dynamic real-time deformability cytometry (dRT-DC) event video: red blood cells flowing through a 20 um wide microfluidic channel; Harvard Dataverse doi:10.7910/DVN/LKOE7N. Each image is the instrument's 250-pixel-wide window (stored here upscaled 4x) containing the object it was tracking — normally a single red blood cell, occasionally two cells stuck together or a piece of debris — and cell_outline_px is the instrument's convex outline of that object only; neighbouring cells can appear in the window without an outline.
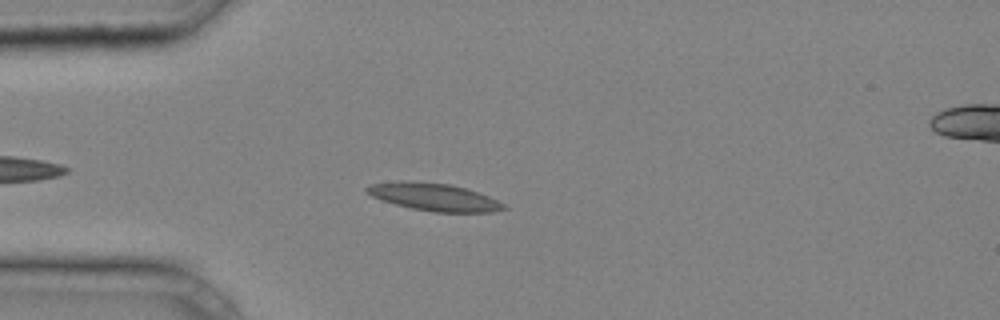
{"species": "common noctule bat (a hibernating species)", "species_latin": "Nyctalus noctula", "temperature_condition": "cold", "stored_images_in_passage": 36, "camera_frame_rate_fps": 3000, "um_per_image_px": 0.085, "animal": {"sex": "male", "body_mass_g": 20.4}, "frame": {"image": 1, "passage_image": 6, "time_ms": 1.667, "image_size_px": [1000, 320], "cell_outline_px": [[508, 208], [492, 212], [432, 212], [412, 208], [396, 204], [372, 196], [364, 188], [368, 184], [408, 180], [452, 184], [468, 188], [488, 196], [504, 204]], "centroid_in_image_um": [36.91, 16.73], "position_along_channel_um": 48.1, "area_um2": 21.96}}
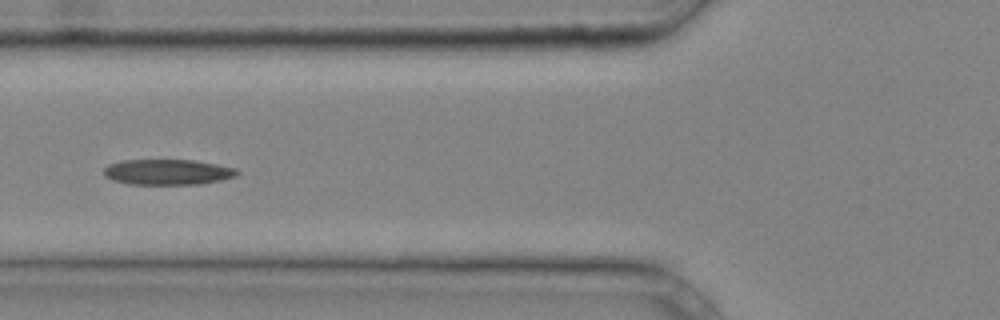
{"frame": {"image": 2, "passage_image": 11, "time_ms": 3.333, "image_size_px": [1000, 320], "cell_outline_px": [[240, 172], [236, 176], [220, 180], [200, 184], [128, 184], [112, 180], [104, 176], [104, 168], [108, 164], [120, 160], [196, 160], [236, 168]], "centroid_in_image_um": [14.23, 14.62], "position_along_channel_um": 111.6, "area_um2": 19.94}}